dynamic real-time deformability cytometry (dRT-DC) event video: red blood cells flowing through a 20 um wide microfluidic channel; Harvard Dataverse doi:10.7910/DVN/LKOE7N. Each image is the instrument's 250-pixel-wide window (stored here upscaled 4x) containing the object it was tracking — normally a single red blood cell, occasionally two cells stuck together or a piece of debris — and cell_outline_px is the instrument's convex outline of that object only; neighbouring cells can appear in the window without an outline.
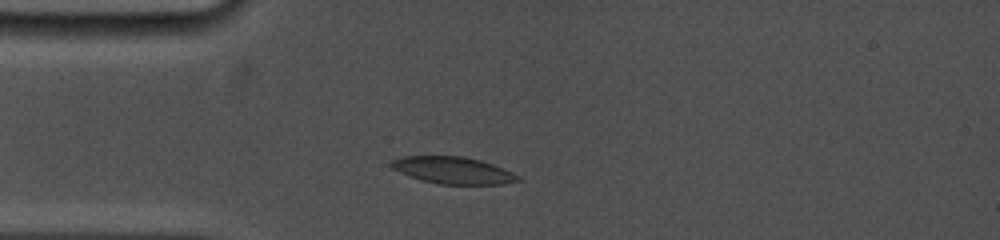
{"species": "common noctule bat (a hibernating species)", "species_latin": "Nyctalus noctula", "temperature_condition": "cold", "stored_images_in_passage": 12, "camera_frame_rate_fps": 5000, "um_per_image_px": 0.085, "animal": {"sex": "female", "body_mass_g": 19.0, "forearm_length_mm": 53.3}, "frame": {"image": 1, "passage_image": 6, "time_ms": 2.0, "image_size_px": [1000, 240], "cell_outline_px": [[520, 180], [504, 184], [440, 184], [420, 180], [408, 176], [392, 168], [388, 164], [392, 160], [400, 156], [464, 156], [480, 160], [492, 164], [512, 172], [520, 176]], "centroid_in_image_um": [38.47, 14.47], "position_along_channel_um": 46.5, "area_um2": 19.94}}
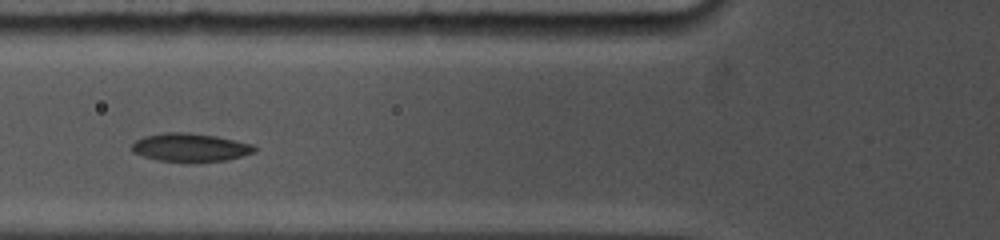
{"frame": {"image": 2, "passage_image": 10, "time_ms": 4.0, "image_size_px": [1000, 240], "cell_outline_px": [[256, 152], [224, 160], [156, 160], [132, 152], [132, 144], [136, 140], [144, 136], [164, 132], [188, 132], [216, 136], [252, 144], [256, 148]], "centroid_in_image_um": [16.14, 12.5], "position_along_channel_um": 109.7, "area_um2": 19.65}}
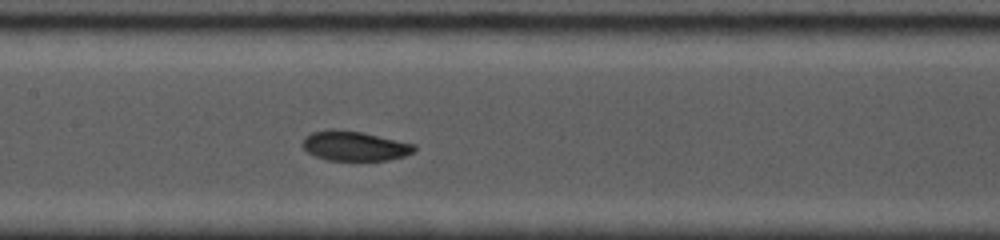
{"frame": {"image": 3, "passage_image": 12, "time_ms": 5.8, "image_size_px": [1000, 240], "cell_outline_px": [[416, 148], [412, 152], [404, 156], [388, 160], [352, 164], [328, 160], [316, 156], [308, 152], [300, 144], [304, 136], [312, 132], [328, 128], [360, 132], [416, 144]], "centroid_in_image_um": [30.1, 12.45], "position_along_channel_um": 177.3, "area_um2": 20.17}}